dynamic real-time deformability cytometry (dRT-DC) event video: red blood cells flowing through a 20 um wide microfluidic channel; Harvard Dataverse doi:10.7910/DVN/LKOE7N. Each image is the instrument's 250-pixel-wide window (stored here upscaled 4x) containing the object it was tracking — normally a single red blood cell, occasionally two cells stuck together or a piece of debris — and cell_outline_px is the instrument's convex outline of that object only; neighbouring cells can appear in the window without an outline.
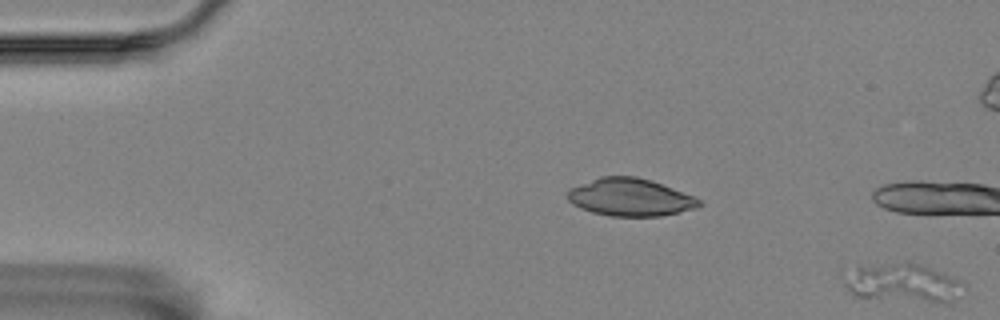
{"species": "Egyptian fruit bat (a non-hibernating species)", "species_latin": "Rousettus aegyptiacus", "temperature_condition": "room temperature", "stored_images_in_passage": 5, "segment_of_instrument_passage": [2, 2], "camera_frame_rate_fps": 3000, "um_per_image_px": 0.085, "animal": {"sex": "female"}, "frame": {"image": 1, "passage_image": 5, "time_ms": 1.333, "image_size_px": [1000, 320], "cell_outline_px": [[968, 284], [948, 304], [944, 304], [856, 296], [848, 292], [840, 276], [840, 268], [888, 264], [920, 264], [964, 280]], "centroid_in_image_um": [76.69, 24.06], "position_along_channel_um": 8.3, "area_um2": 27.51}}